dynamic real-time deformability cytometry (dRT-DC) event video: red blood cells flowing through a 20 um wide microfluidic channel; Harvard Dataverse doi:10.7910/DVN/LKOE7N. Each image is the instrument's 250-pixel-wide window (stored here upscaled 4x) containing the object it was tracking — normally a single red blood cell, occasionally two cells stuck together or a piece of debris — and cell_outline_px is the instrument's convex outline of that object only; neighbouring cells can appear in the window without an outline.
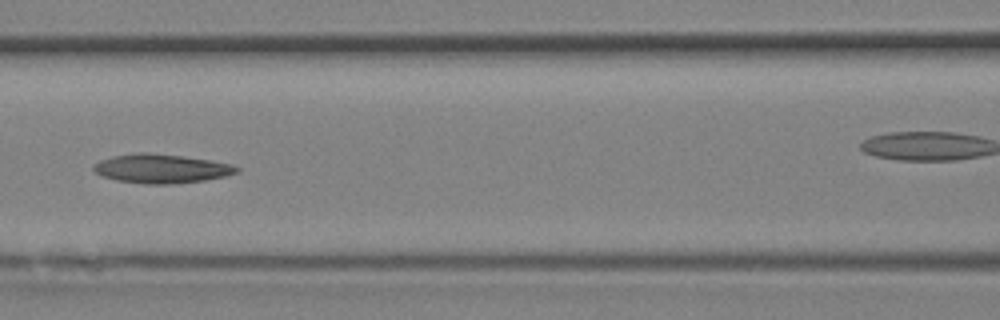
{"species": "Egyptian fruit bat (a non-hibernating species)", "species_latin": "Rousettus aegyptiacus", "temperature_condition": "room temperature", "stored_images_in_passage": 16, "camera_frame_rate_fps": 3000, "um_per_image_px": 0.085, "animal": {"sex": "female"}, "frame": {"image": 1, "passage_image": 12, "time_ms": 3.667, "image_size_px": [1000, 320], "cell_outline_px": [[240, 172], [224, 176], [204, 180], [172, 184], [148, 184], [116, 180], [104, 176], [96, 172], [92, 168], [92, 164], [100, 160], [112, 156], [136, 152], [148, 152], [212, 160], [232, 164], [240, 168]], "centroid_in_image_um": [13.71, 14.32], "position_along_channel_um": 152.9, "area_um2": 24.22}}